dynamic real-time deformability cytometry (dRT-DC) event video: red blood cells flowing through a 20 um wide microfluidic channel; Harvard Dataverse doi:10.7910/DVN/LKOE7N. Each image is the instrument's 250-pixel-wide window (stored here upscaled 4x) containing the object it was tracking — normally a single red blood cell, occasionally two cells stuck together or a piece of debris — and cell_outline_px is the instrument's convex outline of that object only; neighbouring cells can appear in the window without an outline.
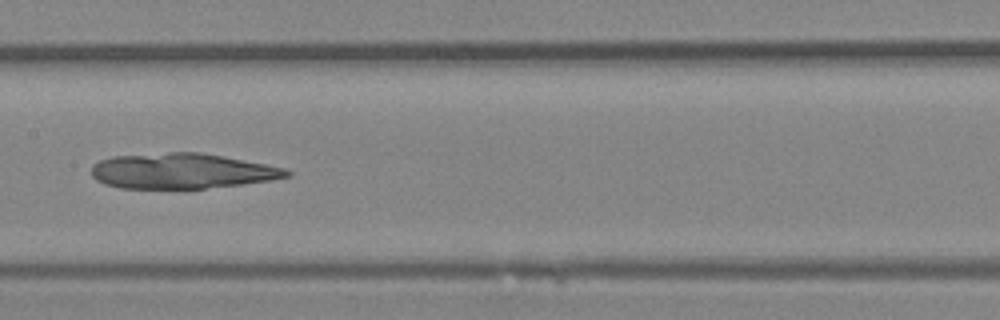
{"species": "Egyptian fruit bat (a non-hibernating species)", "species_latin": "Rousettus aegyptiacus", "temperature_condition": "room temperature", "stored_images_in_passage": 45, "camera_frame_rate_fps": 3000, "um_per_image_px": 0.085, "animal": {"sex": "female"}, "frame": {"image": 1, "passage_image": 23, "time_ms": 7.333, "image_size_px": [1000, 320], "cell_outline_px": [[292, 176], [272, 180], [240, 184], [204, 188], [120, 188], [104, 184], [96, 180], [92, 176], [92, 164], [100, 160], [112, 156], [172, 152], [200, 152], [264, 164], [284, 168], [292, 172]], "centroid_in_image_um": [15.44, 14.53], "position_along_channel_um": 192.0, "area_um2": 40.0}}
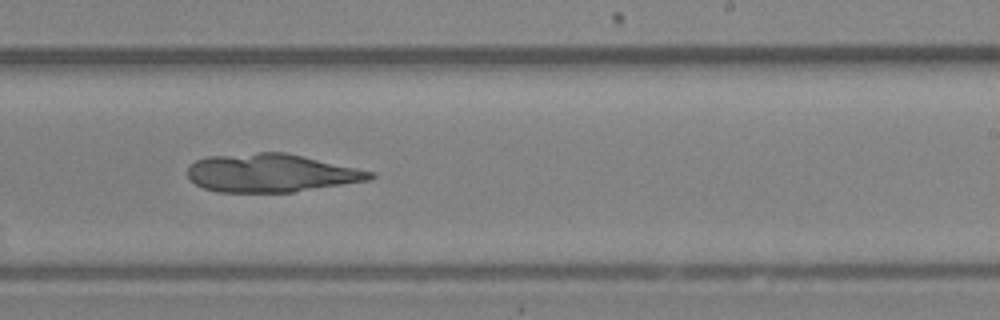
{"frame": {"image": 2, "passage_image": 28, "time_ms": 9.0, "image_size_px": [1000, 320], "cell_outline_px": [[376, 176], [372, 180], [292, 192], [216, 192], [204, 188], [196, 184], [188, 176], [188, 168], [196, 160], [208, 156], [260, 152], [284, 152], [376, 172]], "centroid_in_image_um": [23.08, 14.71], "position_along_channel_um": 265.9, "area_um2": 40.63}}
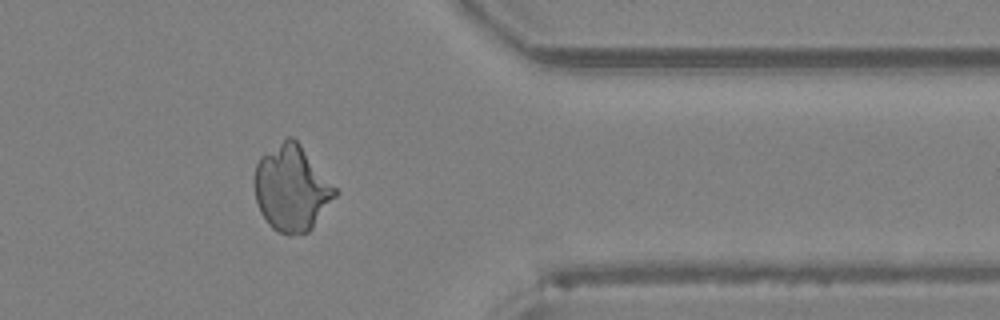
{"frame": {"image": 3, "passage_image": 37, "time_ms": 12.0, "image_size_px": [1000, 320], "cell_outline_px": [[340, 192], [312, 228], [308, 232], [288, 236], [276, 232], [268, 224], [260, 212], [256, 200], [256, 164], [260, 156], [288, 136], [292, 136], [300, 144]], "centroid_in_image_um": [24.81, 16.03], "position_along_channel_um": 386.6, "area_um2": 40.23}}